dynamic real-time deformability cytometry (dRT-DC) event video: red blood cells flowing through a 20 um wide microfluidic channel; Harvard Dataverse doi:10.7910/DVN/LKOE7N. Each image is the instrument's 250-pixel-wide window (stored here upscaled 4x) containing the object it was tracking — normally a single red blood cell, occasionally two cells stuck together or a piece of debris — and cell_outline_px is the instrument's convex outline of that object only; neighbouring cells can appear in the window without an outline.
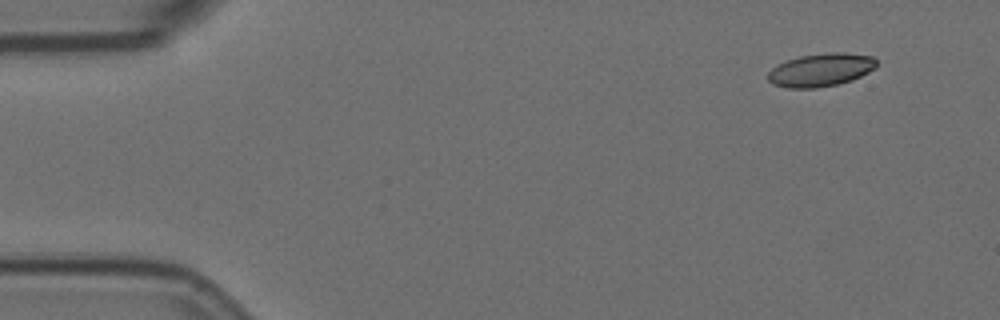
{"species": "Egyptian fruit bat (a non-hibernating species)", "species_latin": "Rousettus aegyptiacus", "temperature_condition": "room temperature", "stored_images_in_passage": 11, "camera_frame_rate_fps": 3000, "um_per_image_px": 0.085, "animal": {"sex": "female"}, "frame": {"image": 1, "passage_image": 1, "time_ms": 0.0, "image_size_px": [1000, 320], "cell_outline_px": [[876, 68], [852, 80], [836, 84], [816, 88], [788, 88], [772, 84], [768, 80], [768, 72], [772, 68], [788, 60], [800, 56], [832, 52], [844, 52], [872, 56], [876, 60]], "centroid_in_image_um": [69.77, 5.94], "position_along_channel_um": 15.2, "area_um2": 20.81}}
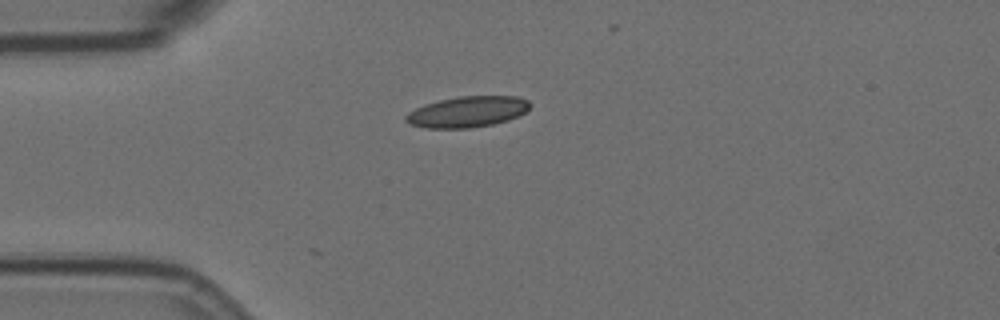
{"frame": {"image": 2, "passage_image": 11, "time_ms": 3.333, "image_size_px": [1000, 320], "cell_outline_px": [[528, 108], [524, 112], [508, 120], [492, 124], [468, 128], [428, 128], [408, 124], [404, 120], [404, 116], [408, 112], [424, 104], [440, 100], [460, 96], [516, 96], [528, 100]], "centroid_in_image_um": [39.67, 9.5], "position_along_channel_um": 45.3, "area_um2": 22.2}}